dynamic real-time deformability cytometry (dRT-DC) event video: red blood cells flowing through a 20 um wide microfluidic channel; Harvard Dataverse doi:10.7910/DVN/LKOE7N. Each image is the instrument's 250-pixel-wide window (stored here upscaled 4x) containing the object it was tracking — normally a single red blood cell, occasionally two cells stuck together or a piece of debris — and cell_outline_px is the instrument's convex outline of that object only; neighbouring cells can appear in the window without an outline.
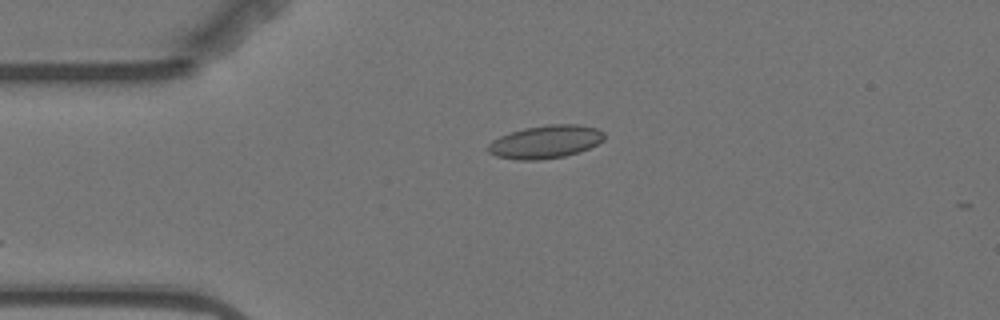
{"species": "Egyptian fruit bat (a non-hibernating species)", "species_latin": "Rousettus aegyptiacus", "temperature_condition": "warm", "stored_images_in_passage": 2, "camera_frame_rate_fps": 3000, "um_per_image_px": 0.085, "animal": {"sex": "female"}, "frame": {"image": 1, "passage_image": 2, "time_ms": 1.0, "image_size_px": [1000, 320], "cell_outline_px": [[604, 140], [588, 148], [564, 156], [540, 160], [520, 160], [496, 156], [488, 152], [488, 144], [492, 140], [500, 136], [524, 128], [548, 124], [576, 124], [596, 128], [604, 132]], "centroid_in_image_um": [46.35, 12.05], "position_along_channel_um": 38.6, "area_um2": 22.2}}